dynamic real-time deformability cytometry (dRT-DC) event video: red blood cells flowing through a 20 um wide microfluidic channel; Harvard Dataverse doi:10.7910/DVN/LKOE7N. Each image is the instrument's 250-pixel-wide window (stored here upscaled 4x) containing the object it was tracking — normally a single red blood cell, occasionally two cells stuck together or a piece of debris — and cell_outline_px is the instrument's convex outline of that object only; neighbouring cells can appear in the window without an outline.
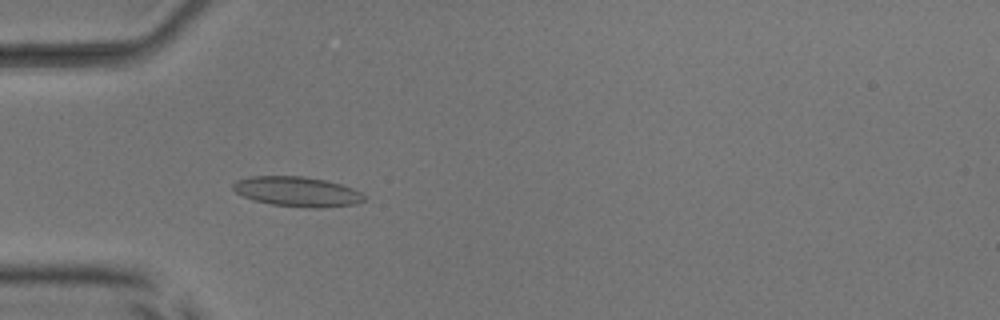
{"species": "common noctule bat (a hibernating species)", "species_latin": "Nyctalus noctula", "temperature_condition": "room temperature", "stored_images_in_passage": 38, "camera_frame_rate_fps": 3000, "um_per_image_px": 0.085, "animal": {"sex": "male", "body_mass_g": 17.9, "forearm_length_mm": 54.2}, "frame": {"image": 1, "passage_image": 3, "time_ms": 0.667, "image_size_px": [1000, 320], "cell_outline_px": [[368, 200], [356, 204], [320, 208], [308, 208], [272, 204], [256, 200], [244, 196], [236, 192], [232, 188], [232, 184], [236, 180], [252, 176], [304, 176], [324, 180], [340, 184], [352, 188], [368, 196]], "centroid_in_image_um": [25.31, 16.29], "position_along_channel_um": 59.7, "area_um2": 22.89}}
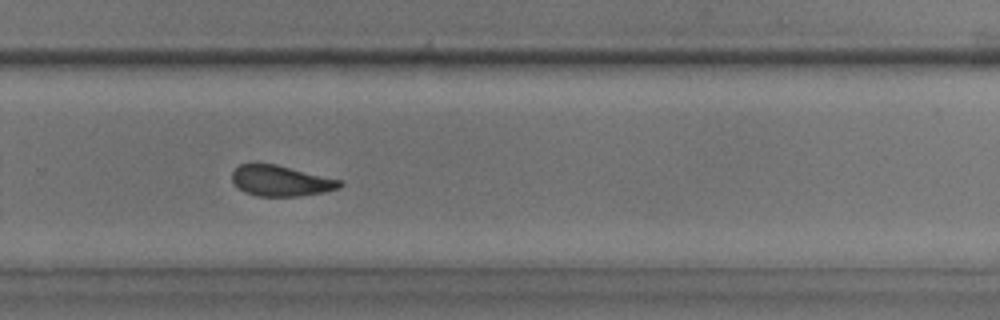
{"frame": {"image": 2, "passage_image": 22, "time_ms": 7.0, "image_size_px": [1000, 320], "cell_outline_px": [[344, 184], [340, 188], [324, 192], [300, 196], [256, 196], [244, 192], [236, 188], [232, 180], [232, 172], [240, 164], [256, 160], [276, 164], [340, 180]], "centroid_in_image_um": [23.8, 15.34], "position_along_channel_um": 306.0, "area_um2": 19.77}}
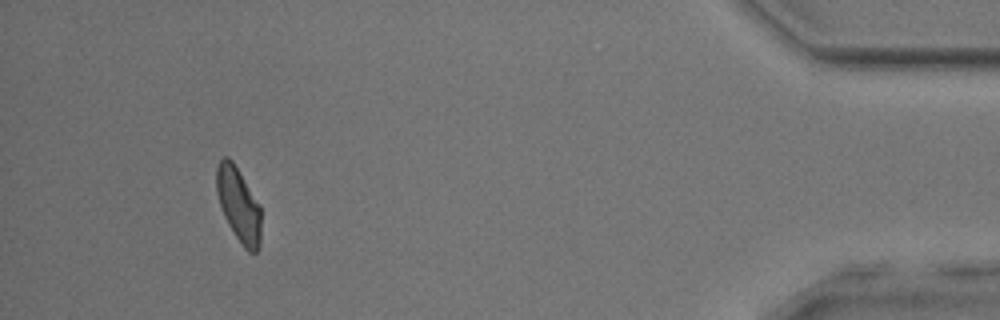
{"frame": {"image": 3, "passage_image": 35, "time_ms": 11.333, "image_size_px": [1000, 320], "cell_outline_px": [[260, 244], [256, 252], [248, 252], [244, 248], [228, 224], [224, 216], [216, 192], [216, 168], [220, 160], [224, 156], [228, 156], [232, 160], [260, 204]], "centroid_in_image_um": [20.27, 17.38], "position_along_channel_um": 414.9, "area_um2": 19.19}, "authors_computed_cell_mechanics": {"area_um2": 20.1144, "velocity_mm_per_s": 3.9729, "shape_relaxation_time_tau1_ms": 4.4767, "shape_relaxation_time_tau2_ms": 1.8912, "deformation_change_tau1": 0.109, "deformation_change_tau2": 0.0699}}